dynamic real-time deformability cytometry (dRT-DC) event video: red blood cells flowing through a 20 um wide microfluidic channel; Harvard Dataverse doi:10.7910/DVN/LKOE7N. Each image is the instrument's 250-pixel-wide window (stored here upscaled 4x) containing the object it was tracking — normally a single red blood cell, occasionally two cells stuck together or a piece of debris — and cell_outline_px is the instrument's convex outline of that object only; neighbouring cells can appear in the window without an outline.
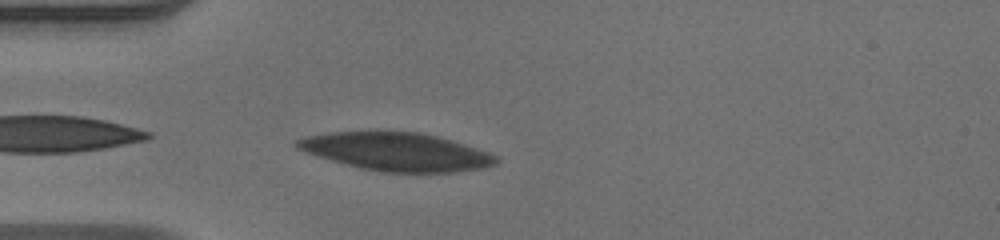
{"species": "human", "species_latin": "Homo sapiens", "temperature_condition": "warm", "stored_images_in_passage": 37, "camera_frame_rate_fps": 3000, "um_per_image_px": 0.085, "donor": {"sex": "male"}, "frame": {"image": 1, "passage_image": 1, "time_ms": 0.0, "image_size_px": [1000, 240], "cell_outline_px": [[500, 160], [496, 164], [484, 168], [452, 172], [384, 172], [360, 168], [344, 164], [316, 156], [304, 152], [296, 148], [296, 140], [304, 136], [328, 132], [372, 128], [384, 128], [420, 132], [452, 140], [488, 152], [496, 156]], "centroid_in_image_um": [33.62, 12.84], "position_along_channel_um": 51.4, "area_um2": 45.6}}
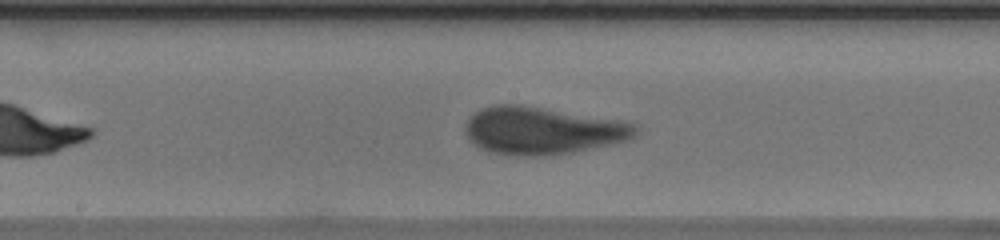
{"frame": {"image": 2, "passage_image": 13, "time_ms": 4.0, "image_size_px": [1000, 240], "cell_outline_px": [[640, 132], [632, 140], [552, 156], [516, 156], [488, 152], [472, 144], [468, 140], [464, 132], [464, 124], [468, 116], [480, 108], [496, 104], [520, 104], [628, 120], [640, 124]], "centroid_in_image_um": [46.16, 11.09], "position_along_channel_um": 202.0, "area_um2": 48.84}}
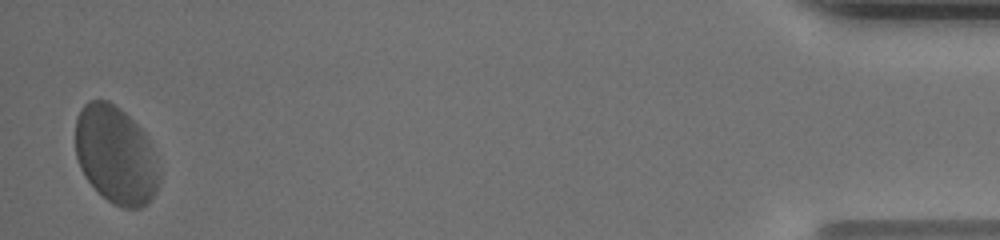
{"frame": {"image": 3, "passage_image": 36, "time_ms": 11.667, "image_size_px": [1000, 240], "cell_outline_px": [[160, 184], [156, 192], [148, 204], [140, 208], [124, 208], [112, 204], [84, 176], [80, 168], [76, 156], [76, 116], [80, 108], [88, 100], [108, 100], [120, 108], [148, 136], [156, 156], [160, 172]], "centroid_in_image_um": [9.86, 13.18], "position_along_channel_um": 425.3, "area_um2": 48.21}, "authors_computed_cell_mechanics": {"area_um2": 46.0088, "velocity_mm_per_s": 4.0488, "shape_relaxation_time_tau1_ms": 3.3512, "shape_relaxation_time_tau2_ms": 0.9229, "deformation_change_tau1": 0.1313, "deformation_change_tau2": 0.0815}}